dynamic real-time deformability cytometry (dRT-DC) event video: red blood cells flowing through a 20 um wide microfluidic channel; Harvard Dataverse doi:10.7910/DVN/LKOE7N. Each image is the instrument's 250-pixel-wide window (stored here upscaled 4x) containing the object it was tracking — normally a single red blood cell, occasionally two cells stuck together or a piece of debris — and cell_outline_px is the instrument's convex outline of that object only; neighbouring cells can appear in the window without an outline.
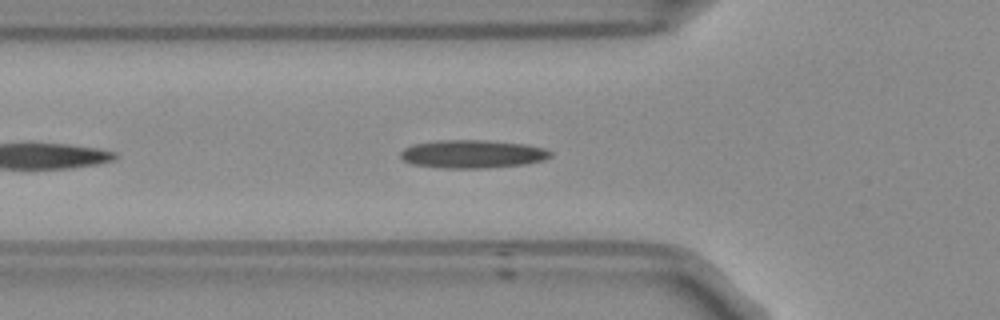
{"species": "Egyptian fruit bat (a non-hibernating species)", "species_latin": "Rousettus aegyptiacus", "temperature_condition": "room temperature", "stored_images_in_passage": 13, "camera_frame_rate_fps": 3000, "um_per_image_px": 0.085, "frame": {"image": 1, "passage_image": 6, "time_ms": 1.667, "image_size_px": [1000, 320], "cell_outline_px": [[552, 156], [544, 160], [520, 164], [484, 168], [444, 168], [412, 164], [404, 160], [400, 156], [400, 152], [404, 148], [412, 144], [436, 140], [484, 140], [524, 144], [544, 148], [552, 152]], "centroid_in_image_um": [40.12, 13.08], "position_along_channel_um": 85.7, "area_um2": 24.51}}